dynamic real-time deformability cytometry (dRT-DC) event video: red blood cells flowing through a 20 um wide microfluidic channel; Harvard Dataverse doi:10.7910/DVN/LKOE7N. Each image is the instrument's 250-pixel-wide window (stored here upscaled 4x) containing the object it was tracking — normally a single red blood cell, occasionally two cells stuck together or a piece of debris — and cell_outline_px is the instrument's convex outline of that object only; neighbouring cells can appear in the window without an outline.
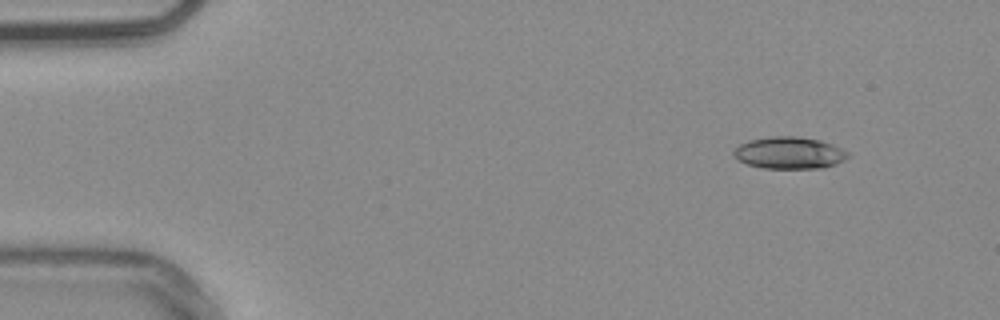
{"species": "common noctule bat (a hibernating species)", "species_latin": "Nyctalus noctula", "temperature_condition": "warm", "stored_images_in_passage": 53, "camera_frame_rate_fps": 3000, "um_per_image_px": 0.085, "animal": {"sex": "male", "body_mass_g": 20.4}, "frame": {"image": 1, "passage_image": 5, "time_ms": 1.333, "image_size_px": [1000, 320], "cell_outline_px": [[848, 156], [844, 160], [836, 164], [824, 168], [764, 168], [748, 164], [732, 156], [732, 152], [740, 144], [748, 140], [772, 136], [796, 136], [820, 140], [832, 144], [848, 152]], "centroid_in_image_um": [67.08, 12.99], "position_along_channel_um": 17.9, "area_um2": 21.21}}
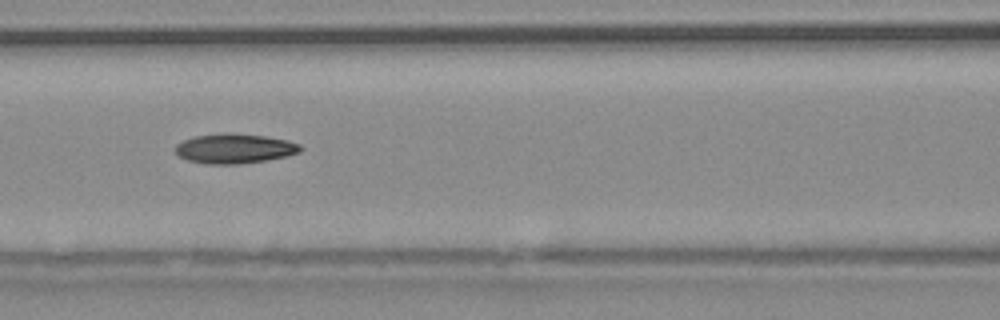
{"frame": {"image": 2, "passage_image": 23, "time_ms": 7.333, "image_size_px": [1000, 320], "cell_outline_px": [[300, 152], [288, 156], [240, 164], [204, 164], [188, 160], [176, 156], [176, 144], [184, 140], [196, 136], [224, 132], [264, 136], [288, 140], [300, 144]], "centroid_in_image_um": [19.91, 12.63], "position_along_channel_um": 146.7, "area_um2": 21.68}}
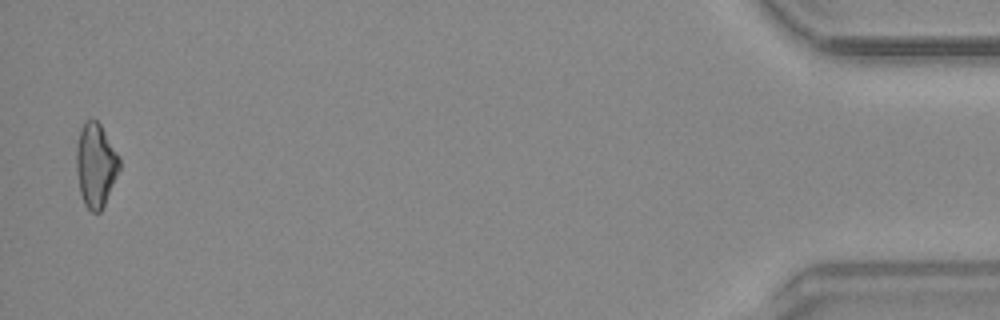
{"frame": {"image": 3, "passage_image": 52, "time_ms": 17.0, "image_size_px": [1000, 320], "cell_outline_px": [[120, 168], [104, 204], [100, 212], [92, 212], [84, 204], [80, 192], [76, 168], [76, 144], [80, 128], [84, 120], [96, 120], [100, 124], [120, 156]], "centroid_in_image_um": [8.12, 14.0], "position_along_channel_um": 427.1, "area_um2": 21.04}, "authors_computed_cell_mechanics": {"area_um2": 21.1548, "velocity_mm_per_s": 3.8147, "shape_relaxation_time_tau1_ms": 9.6386, "shape_relaxation_time_tau2_ms": 8.8262, "deformation_change_tau1": 0.1935, "deformation_change_tau2": 0.2071}}